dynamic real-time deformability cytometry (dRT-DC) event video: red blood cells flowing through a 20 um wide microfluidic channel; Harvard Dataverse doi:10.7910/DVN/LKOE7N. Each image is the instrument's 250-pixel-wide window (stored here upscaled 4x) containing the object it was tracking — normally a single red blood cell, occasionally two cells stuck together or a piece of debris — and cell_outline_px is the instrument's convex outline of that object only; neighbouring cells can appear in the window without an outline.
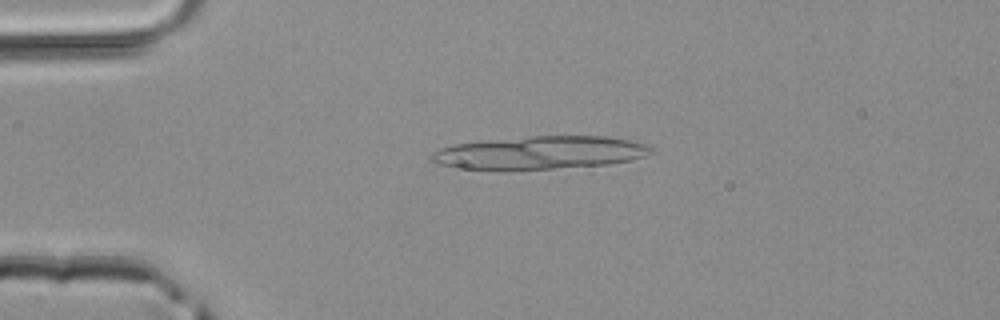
{"species": "common noctule bat (a hibernating species)", "species_latin": "Nyctalus noctula", "temperature_condition": "room temperature", "stored_images_in_passage": 3, "segment_of_instrument_passage": [1, 2], "camera_frame_rate_fps": 3000, "um_per_image_px": 0.085, "animal": {"sex": "male", "body_mass_g": 20.4}, "frame": {"image": 1, "passage_image": 1, "time_ms": 0.0, "image_size_px": [1000, 320], "cell_outline_px": [[656, 152], [632, 160], [608, 164], [508, 172], [452, 168], [428, 160], [428, 156], [432, 152], [440, 148], [456, 144], [480, 140], [532, 136], [604, 136], [628, 140], [644, 144], [656, 148]], "centroid_in_image_um": [45.8, 13.01], "position_along_channel_um": 39.2, "area_um2": 43.52}}